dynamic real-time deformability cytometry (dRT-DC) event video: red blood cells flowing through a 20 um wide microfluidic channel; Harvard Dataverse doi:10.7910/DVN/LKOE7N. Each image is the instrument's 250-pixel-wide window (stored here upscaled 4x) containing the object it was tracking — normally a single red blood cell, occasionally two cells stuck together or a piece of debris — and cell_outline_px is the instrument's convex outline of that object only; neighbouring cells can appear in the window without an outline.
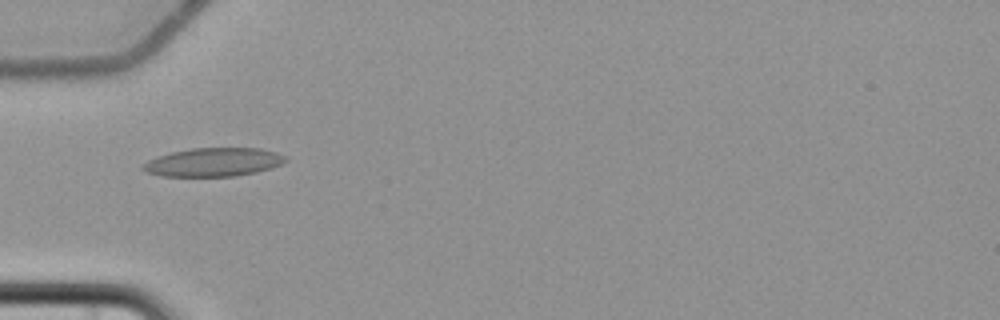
{"species": "common noctule bat (a hibernating species)", "species_latin": "Nyctalus noctula", "temperature_condition": "cold", "stored_images_in_passage": 9, "camera_frame_rate_fps": 3000, "um_per_image_px": 0.085, "animal": {"sex": "female", "body_mass_g": 22.7, "forearm_length_mm": 54.2}, "frame": {"image": 1, "passage_image": 6, "time_ms": 6.0, "image_size_px": [1000, 320], "cell_outline_px": [[288, 160], [272, 168], [256, 172], [236, 176], [160, 176], [148, 172], [140, 168], [148, 160], [156, 156], [172, 152], [192, 148], [260, 148], [276, 152], [288, 156]], "centroid_in_image_um": [18.17, 13.78], "position_along_channel_um": 66.8, "area_um2": 23.81}}
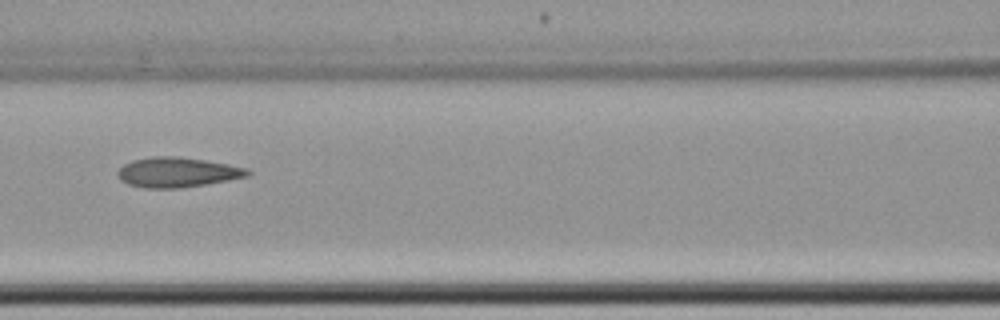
{"frame": {"image": 2, "passage_image": 8, "time_ms": 8.333, "image_size_px": [1000, 320], "cell_outline_px": [[252, 172], [248, 176], [228, 180], [180, 188], [144, 188], [128, 184], [120, 180], [116, 172], [124, 164], [132, 160], [152, 156], [176, 156], [204, 160], [228, 164], [248, 168]], "centroid_in_image_um": [15.05, 14.64], "position_along_channel_um": 151.5, "area_um2": 22.66}}
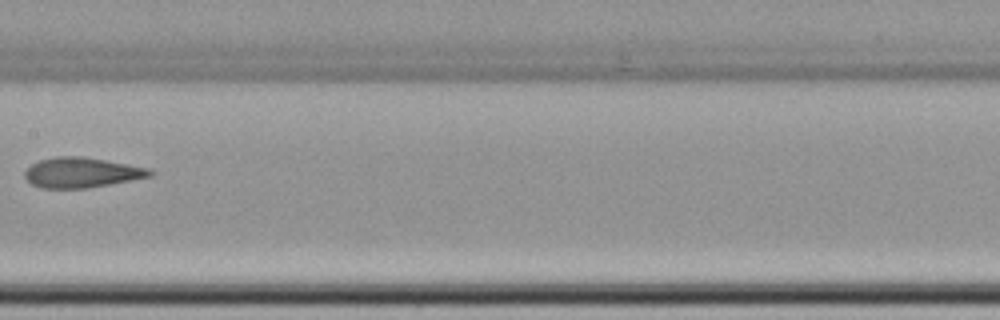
{"frame": {"image": 3, "passage_image": 9, "time_ms": 9.667, "image_size_px": [1000, 320], "cell_outline_px": [[156, 172], [152, 176], [132, 180], [88, 188], [40, 188], [32, 184], [24, 176], [24, 172], [32, 164], [40, 160], [56, 156], [80, 156], [104, 160], [148, 168]], "centroid_in_image_um": [6.94, 14.67], "position_along_channel_um": 200.5, "area_um2": 21.85}}